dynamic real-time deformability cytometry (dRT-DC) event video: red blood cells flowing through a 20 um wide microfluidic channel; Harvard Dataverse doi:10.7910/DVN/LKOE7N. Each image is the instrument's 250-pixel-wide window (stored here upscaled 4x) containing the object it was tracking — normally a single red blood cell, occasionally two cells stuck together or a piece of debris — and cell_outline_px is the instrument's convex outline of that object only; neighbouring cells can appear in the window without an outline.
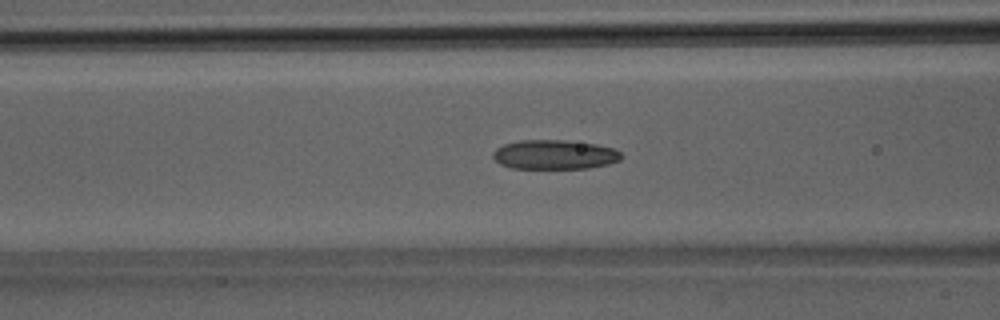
{"species": "Egyptian fruit bat (a non-hibernating species)", "species_latin": "Rousettus aegyptiacus", "temperature_condition": "room temperature", "stored_images_in_passage": 41, "camera_frame_rate_fps": 3000, "um_per_image_px": 0.085, "animal": {"sex": "male"}, "frame": {"image": 1, "passage_image": 18, "time_ms": 5.667, "image_size_px": [1000, 320], "cell_outline_px": [[624, 156], [620, 160], [608, 164], [588, 168], [512, 168], [500, 164], [492, 156], [492, 152], [496, 148], [504, 144], [520, 140], [564, 140], [596, 144], [612, 148], [620, 152]], "centroid_in_image_um": [47.13, 13.14], "position_along_channel_um": 119.5, "area_um2": 21.96}}
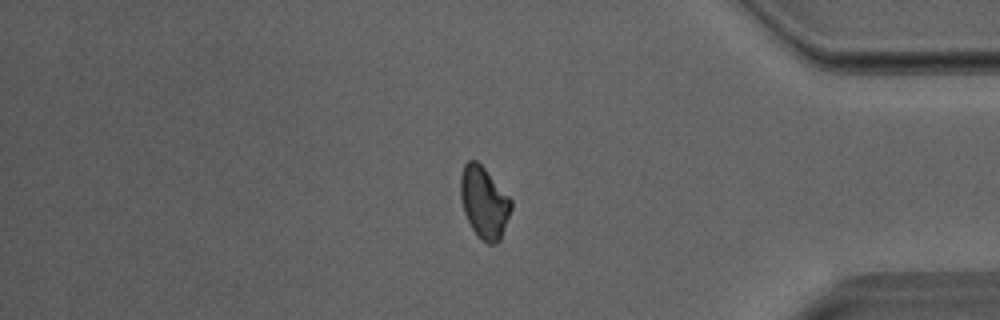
{"frame": {"image": 2, "passage_image": 35, "time_ms": 11.333, "image_size_px": [1000, 320], "cell_outline_px": [[512, 208], [500, 240], [496, 244], [488, 244], [480, 240], [472, 228], [464, 212], [460, 196], [460, 176], [464, 164], [468, 160], [476, 160], [484, 168], [512, 200]], "centroid_in_image_um": [41.14, 17.22], "position_along_channel_um": 394.1, "area_um2": 21.1}}
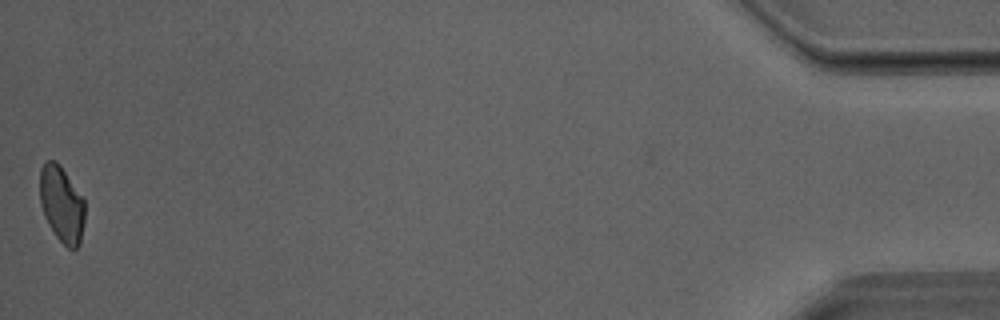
{"frame": {"image": 3, "passage_image": 41, "time_ms": 13.333, "image_size_px": [1000, 320], "cell_outline_px": [[84, 224], [80, 244], [76, 248], [68, 248], [56, 236], [48, 224], [44, 216], [40, 204], [40, 168], [44, 160], [56, 160], [60, 164], [84, 200]], "centroid_in_image_um": [5.23, 17.33], "position_along_channel_um": 430.0, "area_um2": 20.06}}